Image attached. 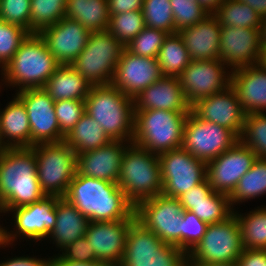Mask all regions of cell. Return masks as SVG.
<instances>
[{"instance_id": "obj_1", "label": "cell", "mask_w": 266, "mask_h": 266, "mask_svg": "<svg viewBox=\"0 0 266 266\" xmlns=\"http://www.w3.org/2000/svg\"><path fill=\"white\" fill-rule=\"evenodd\" d=\"M64 198L89 221L136 219L135 207L114 182L76 172Z\"/></svg>"}, {"instance_id": "obj_2", "label": "cell", "mask_w": 266, "mask_h": 266, "mask_svg": "<svg viewBox=\"0 0 266 266\" xmlns=\"http://www.w3.org/2000/svg\"><path fill=\"white\" fill-rule=\"evenodd\" d=\"M0 196L6 212L46 196L39 185L33 147L0 150Z\"/></svg>"}, {"instance_id": "obj_3", "label": "cell", "mask_w": 266, "mask_h": 266, "mask_svg": "<svg viewBox=\"0 0 266 266\" xmlns=\"http://www.w3.org/2000/svg\"><path fill=\"white\" fill-rule=\"evenodd\" d=\"M59 66L40 34L30 33L12 59L0 70V88L4 85L3 88L10 87L15 92L43 88Z\"/></svg>"}, {"instance_id": "obj_4", "label": "cell", "mask_w": 266, "mask_h": 266, "mask_svg": "<svg viewBox=\"0 0 266 266\" xmlns=\"http://www.w3.org/2000/svg\"><path fill=\"white\" fill-rule=\"evenodd\" d=\"M85 112L95 119L111 140L134 138V101L110 85L92 86L85 99Z\"/></svg>"}, {"instance_id": "obj_5", "label": "cell", "mask_w": 266, "mask_h": 266, "mask_svg": "<svg viewBox=\"0 0 266 266\" xmlns=\"http://www.w3.org/2000/svg\"><path fill=\"white\" fill-rule=\"evenodd\" d=\"M117 184L134 207L161 195L163 184L158 155L130 143L122 158Z\"/></svg>"}, {"instance_id": "obj_6", "label": "cell", "mask_w": 266, "mask_h": 266, "mask_svg": "<svg viewBox=\"0 0 266 266\" xmlns=\"http://www.w3.org/2000/svg\"><path fill=\"white\" fill-rule=\"evenodd\" d=\"M189 113L153 109L134 111L132 143L156 155L182 147L183 128Z\"/></svg>"}, {"instance_id": "obj_7", "label": "cell", "mask_w": 266, "mask_h": 266, "mask_svg": "<svg viewBox=\"0 0 266 266\" xmlns=\"http://www.w3.org/2000/svg\"><path fill=\"white\" fill-rule=\"evenodd\" d=\"M125 46L109 31L91 32L71 66L91 86L110 85Z\"/></svg>"}, {"instance_id": "obj_8", "label": "cell", "mask_w": 266, "mask_h": 266, "mask_svg": "<svg viewBox=\"0 0 266 266\" xmlns=\"http://www.w3.org/2000/svg\"><path fill=\"white\" fill-rule=\"evenodd\" d=\"M33 148L42 192L46 196L65 197L77 172V153L64 141Z\"/></svg>"}, {"instance_id": "obj_9", "label": "cell", "mask_w": 266, "mask_h": 266, "mask_svg": "<svg viewBox=\"0 0 266 266\" xmlns=\"http://www.w3.org/2000/svg\"><path fill=\"white\" fill-rule=\"evenodd\" d=\"M119 266H188L187 254L164 243L135 220L128 229L125 252Z\"/></svg>"}, {"instance_id": "obj_10", "label": "cell", "mask_w": 266, "mask_h": 266, "mask_svg": "<svg viewBox=\"0 0 266 266\" xmlns=\"http://www.w3.org/2000/svg\"><path fill=\"white\" fill-rule=\"evenodd\" d=\"M243 250L241 229L233 213L222 222L208 224L202 239L187 254V263L233 262Z\"/></svg>"}, {"instance_id": "obj_11", "label": "cell", "mask_w": 266, "mask_h": 266, "mask_svg": "<svg viewBox=\"0 0 266 266\" xmlns=\"http://www.w3.org/2000/svg\"><path fill=\"white\" fill-rule=\"evenodd\" d=\"M13 231L4 226V243L15 245L16 241L25 239L37 243L48 240L56 223V197L45 196L32 204L10 209ZM21 239V240H20Z\"/></svg>"}, {"instance_id": "obj_12", "label": "cell", "mask_w": 266, "mask_h": 266, "mask_svg": "<svg viewBox=\"0 0 266 266\" xmlns=\"http://www.w3.org/2000/svg\"><path fill=\"white\" fill-rule=\"evenodd\" d=\"M184 208L177 198L157 195L135 207L136 220L164 243L182 250Z\"/></svg>"}, {"instance_id": "obj_13", "label": "cell", "mask_w": 266, "mask_h": 266, "mask_svg": "<svg viewBox=\"0 0 266 266\" xmlns=\"http://www.w3.org/2000/svg\"><path fill=\"white\" fill-rule=\"evenodd\" d=\"M239 138L229 129L198 118L192 111L183 128L182 147L193 157L209 163L229 148Z\"/></svg>"}, {"instance_id": "obj_14", "label": "cell", "mask_w": 266, "mask_h": 266, "mask_svg": "<svg viewBox=\"0 0 266 266\" xmlns=\"http://www.w3.org/2000/svg\"><path fill=\"white\" fill-rule=\"evenodd\" d=\"M158 158L165 196L177 198L207 179V163L183 147L159 154Z\"/></svg>"}, {"instance_id": "obj_15", "label": "cell", "mask_w": 266, "mask_h": 266, "mask_svg": "<svg viewBox=\"0 0 266 266\" xmlns=\"http://www.w3.org/2000/svg\"><path fill=\"white\" fill-rule=\"evenodd\" d=\"M232 71L221 60H191L178 77L187 102L222 92L231 85Z\"/></svg>"}, {"instance_id": "obj_16", "label": "cell", "mask_w": 266, "mask_h": 266, "mask_svg": "<svg viewBox=\"0 0 266 266\" xmlns=\"http://www.w3.org/2000/svg\"><path fill=\"white\" fill-rule=\"evenodd\" d=\"M15 95L23 102L31 128V147L64 141L55 113V101L43 88H27Z\"/></svg>"}, {"instance_id": "obj_17", "label": "cell", "mask_w": 266, "mask_h": 266, "mask_svg": "<svg viewBox=\"0 0 266 266\" xmlns=\"http://www.w3.org/2000/svg\"><path fill=\"white\" fill-rule=\"evenodd\" d=\"M257 156L240 140L207 163V180L212 190L230 196L239 179L253 166Z\"/></svg>"}, {"instance_id": "obj_18", "label": "cell", "mask_w": 266, "mask_h": 266, "mask_svg": "<svg viewBox=\"0 0 266 266\" xmlns=\"http://www.w3.org/2000/svg\"><path fill=\"white\" fill-rule=\"evenodd\" d=\"M191 111L198 118L223 126L240 138L246 113L231 85L222 92L197 100L191 105Z\"/></svg>"}, {"instance_id": "obj_19", "label": "cell", "mask_w": 266, "mask_h": 266, "mask_svg": "<svg viewBox=\"0 0 266 266\" xmlns=\"http://www.w3.org/2000/svg\"><path fill=\"white\" fill-rule=\"evenodd\" d=\"M162 76L157 58L137 56L124 49L111 85L133 99Z\"/></svg>"}, {"instance_id": "obj_20", "label": "cell", "mask_w": 266, "mask_h": 266, "mask_svg": "<svg viewBox=\"0 0 266 266\" xmlns=\"http://www.w3.org/2000/svg\"><path fill=\"white\" fill-rule=\"evenodd\" d=\"M260 48L259 29L221 26L219 60L231 71L258 65Z\"/></svg>"}, {"instance_id": "obj_21", "label": "cell", "mask_w": 266, "mask_h": 266, "mask_svg": "<svg viewBox=\"0 0 266 266\" xmlns=\"http://www.w3.org/2000/svg\"><path fill=\"white\" fill-rule=\"evenodd\" d=\"M136 219L119 221H89L85 237L94 248L97 261L119 266L130 225Z\"/></svg>"}, {"instance_id": "obj_22", "label": "cell", "mask_w": 266, "mask_h": 266, "mask_svg": "<svg viewBox=\"0 0 266 266\" xmlns=\"http://www.w3.org/2000/svg\"><path fill=\"white\" fill-rule=\"evenodd\" d=\"M90 33L79 22L66 17L39 32L60 65L72 64L85 48Z\"/></svg>"}, {"instance_id": "obj_23", "label": "cell", "mask_w": 266, "mask_h": 266, "mask_svg": "<svg viewBox=\"0 0 266 266\" xmlns=\"http://www.w3.org/2000/svg\"><path fill=\"white\" fill-rule=\"evenodd\" d=\"M130 143L112 140L95 150L77 154V172L87 177L117 183L122 158Z\"/></svg>"}, {"instance_id": "obj_24", "label": "cell", "mask_w": 266, "mask_h": 266, "mask_svg": "<svg viewBox=\"0 0 266 266\" xmlns=\"http://www.w3.org/2000/svg\"><path fill=\"white\" fill-rule=\"evenodd\" d=\"M134 101V111L146 109L191 112L178 77L162 76L140 92Z\"/></svg>"}, {"instance_id": "obj_25", "label": "cell", "mask_w": 266, "mask_h": 266, "mask_svg": "<svg viewBox=\"0 0 266 266\" xmlns=\"http://www.w3.org/2000/svg\"><path fill=\"white\" fill-rule=\"evenodd\" d=\"M191 60L219 59L221 25L214 14H209L193 26L178 31Z\"/></svg>"}, {"instance_id": "obj_26", "label": "cell", "mask_w": 266, "mask_h": 266, "mask_svg": "<svg viewBox=\"0 0 266 266\" xmlns=\"http://www.w3.org/2000/svg\"><path fill=\"white\" fill-rule=\"evenodd\" d=\"M231 86L246 114L266 112L265 68L254 65L233 70Z\"/></svg>"}, {"instance_id": "obj_27", "label": "cell", "mask_w": 266, "mask_h": 266, "mask_svg": "<svg viewBox=\"0 0 266 266\" xmlns=\"http://www.w3.org/2000/svg\"><path fill=\"white\" fill-rule=\"evenodd\" d=\"M0 132L4 148L31 147V128L23 102L14 94L0 112Z\"/></svg>"}, {"instance_id": "obj_28", "label": "cell", "mask_w": 266, "mask_h": 266, "mask_svg": "<svg viewBox=\"0 0 266 266\" xmlns=\"http://www.w3.org/2000/svg\"><path fill=\"white\" fill-rule=\"evenodd\" d=\"M89 220L64 197H56V223L49 240L61 250L85 236Z\"/></svg>"}, {"instance_id": "obj_29", "label": "cell", "mask_w": 266, "mask_h": 266, "mask_svg": "<svg viewBox=\"0 0 266 266\" xmlns=\"http://www.w3.org/2000/svg\"><path fill=\"white\" fill-rule=\"evenodd\" d=\"M91 87L90 83L71 65H60L47 80L43 89L54 101H85Z\"/></svg>"}, {"instance_id": "obj_30", "label": "cell", "mask_w": 266, "mask_h": 266, "mask_svg": "<svg viewBox=\"0 0 266 266\" xmlns=\"http://www.w3.org/2000/svg\"><path fill=\"white\" fill-rule=\"evenodd\" d=\"M65 17L79 22L90 32L108 31L107 0H67Z\"/></svg>"}, {"instance_id": "obj_31", "label": "cell", "mask_w": 266, "mask_h": 266, "mask_svg": "<svg viewBox=\"0 0 266 266\" xmlns=\"http://www.w3.org/2000/svg\"><path fill=\"white\" fill-rule=\"evenodd\" d=\"M112 141L99 123L86 112L65 135L64 142L77 154L95 150Z\"/></svg>"}, {"instance_id": "obj_32", "label": "cell", "mask_w": 266, "mask_h": 266, "mask_svg": "<svg viewBox=\"0 0 266 266\" xmlns=\"http://www.w3.org/2000/svg\"><path fill=\"white\" fill-rule=\"evenodd\" d=\"M235 209L244 249L266 250V206L261 205L242 213Z\"/></svg>"}, {"instance_id": "obj_33", "label": "cell", "mask_w": 266, "mask_h": 266, "mask_svg": "<svg viewBox=\"0 0 266 266\" xmlns=\"http://www.w3.org/2000/svg\"><path fill=\"white\" fill-rule=\"evenodd\" d=\"M266 195V158H257L249 171L239 179V182L229 196L230 204L235 210L238 204L257 199Z\"/></svg>"}, {"instance_id": "obj_34", "label": "cell", "mask_w": 266, "mask_h": 266, "mask_svg": "<svg viewBox=\"0 0 266 266\" xmlns=\"http://www.w3.org/2000/svg\"><path fill=\"white\" fill-rule=\"evenodd\" d=\"M157 60L163 76L170 77H179L190 64L189 53L178 32L167 35L160 48Z\"/></svg>"}, {"instance_id": "obj_35", "label": "cell", "mask_w": 266, "mask_h": 266, "mask_svg": "<svg viewBox=\"0 0 266 266\" xmlns=\"http://www.w3.org/2000/svg\"><path fill=\"white\" fill-rule=\"evenodd\" d=\"M221 26L259 29L262 18L239 0H224L214 13Z\"/></svg>"}, {"instance_id": "obj_36", "label": "cell", "mask_w": 266, "mask_h": 266, "mask_svg": "<svg viewBox=\"0 0 266 266\" xmlns=\"http://www.w3.org/2000/svg\"><path fill=\"white\" fill-rule=\"evenodd\" d=\"M233 211L229 196L215 191L199 203H190V212L207 224L222 222L230 217Z\"/></svg>"}, {"instance_id": "obj_37", "label": "cell", "mask_w": 266, "mask_h": 266, "mask_svg": "<svg viewBox=\"0 0 266 266\" xmlns=\"http://www.w3.org/2000/svg\"><path fill=\"white\" fill-rule=\"evenodd\" d=\"M67 0H31L30 33H39L65 17Z\"/></svg>"}, {"instance_id": "obj_38", "label": "cell", "mask_w": 266, "mask_h": 266, "mask_svg": "<svg viewBox=\"0 0 266 266\" xmlns=\"http://www.w3.org/2000/svg\"><path fill=\"white\" fill-rule=\"evenodd\" d=\"M239 140L257 158H266V112L245 115L243 131Z\"/></svg>"}, {"instance_id": "obj_39", "label": "cell", "mask_w": 266, "mask_h": 266, "mask_svg": "<svg viewBox=\"0 0 266 266\" xmlns=\"http://www.w3.org/2000/svg\"><path fill=\"white\" fill-rule=\"evenodd\" d=\"M145 27L142 11H129L127 13L110 15L108 31L126 46Z\"/></svg>"}, {"instance_id": "obj_40", "label": "cell", "mask_w": 266, "mask_h": 266, "mask_svg": "<svg viewBox=\"0 0 266 266\" xmlns=\"http://www.w3.org/2000/svg\"><path fill=\"white\" fill-rule=\"evenodd\" d=\"M142 13L146 27L177 33L170 0H143Z\"/></svg>"}, {"instance_id": "obj_41", "label": "cell", "mask_w": 266, "mask_h": 266, "mask_svg": "<svg viewBox=\"0 0 266 266\" xmlns=\"http://www.w3.org/2000/svg\"><path fill=\"white\" fill-rule=\"evenodd\" d=\"M29 34L28 30L17 24L0 20V70L12 59Z\"/></svg>"}, {"instance_id": "obj_42", "label": "cell", "mask_w": 266, "mask_h": 266, "mask_svg": "<svg viewBox=\"0 0 266 266\" xmlns=\"http://www.w3.org/2000/svg\"><path fill=\"white\" fill-rule=\"evenodd\" d=\"M168 34L162 30L145 27L125 49L137 56L157 58Z\"/></svg>"}, {"instance_id": "obj_43", "label": "cell", "mask_w": 266, "mask_h": 266, "mask_svg": "<svg viewBox=\"0 0 266 266\" xmlns=\"http://www.w3.org/2000/svg\"><path fill=\"white\" fill-rule=\"evenodd\" d=\"M176 32L193 26L209 14L197 0H170Z\"/></svg>"}, {"instance_id": "obj_44", "label": "cell", "mask_w": 266, "mask_h": 266, "mask_svg": "<svg viewBox=\"0 0 266 266\" xmlns=\"http://www.w3.org/2000/svg\"><path fill=\"white\" fill-rule=\"evenodd\" d=\"M55 113L61 133L67 135L85 113V101H55Z\"/></svg>"}, {"instance_id": "obj_45", "label": "cell", "mask_w": 266, "mask_h": 266, "mask_svg": "<svg viewBox=\"0 0 266 266\" xmlns=\"http://www.w3.org/2000/svg\"><path fill=\"white\" fill-rule=\"evenodd\" d=\"M0 20L17 24L30 32L31 0H0Z\"/></svg>"}, {"instance_id": "obj_46", "label": "cell", "mask_w": 266, "mask_h": 266, "mask_svg": "<svg viewBox=\"0 0 266 266\" xmlns=\"http://www.w3.org/2000/svg\"><path fill=\"white\" fill-rule=\"evenodd\" d=\"M208 224L194 213L184 210L182 223V251L188 254L206 233Z\"/></svg>"}, {"instance_id": "obj_47", "label": "cell", "mask_w": 266, "mask_h": 266, "mask_svg": "<svg viewBox=\"0 0 266 266\" xmlns=\"http://www.w3.org/2000/svg\"><path fill=\"white\" fill-rule=\"evenodd\" d=\"M62 252V253H61ZM56 255V256H55ZM51 256V260H71L78 262H95L97 257L91 243L84 236L63 247L58 254Z\"/></svg>"}, {"instance_id": "obj_48", "label": "cell", "mask_w": 266, "mask_h": 266, "mask_svg": "<svg viewBox=\"0 0 266 266\" xmlns=\"http://www.w3.org/2000/svg\"><path fill=\"white\" fill-rule=\"evenodd\" d=\"M213 192L211 185L206 179L199 185L177 197L184 210L190 211V203H199L205 200Z\"/></svg>"}, {"instance_id": "obj_49", "label": "cell", "mask_w": 266, "mask_h": 266, "mask_svg": "<svg viewBox=\"0 0 266 266\" xmlns=\"http://www.w3.org/2000/svg\"><path fill=\"white\" fill-rule=\"evenodd\" d=\"M38 256H15L6 260L0 261V266H51V258ZM46 258V259H45Z\"/></svg>"}, {"instance_id": "obj_50", "label": "cell", "mask_w": 266, "mask_h": 266, "mask_svg": "<svg viewBox=\"0 0 266 266\" xmlns=\"http://www.w3.org/2000/svg\"><path fill=\"white\" fill-rule=\"evenodd\" d=\"M236 262L238 266H266V250L244 249Z\"/></svg>"}, {"instance_id": "obj_51", "label": "cell", "mask_w": 266, "mask_h": 266, "mask_svg": "<svg viewBox=\"0 0 266 266\" xmlns=\"http://www.w3.org/2000/svg\"><path fill=\"white\" fill-rule=\"evenodd\" d=\"M109 15L142 11L143 0H107Z\"/></svg>"}, {"instance_id": "obj_52", "label": "cell", "mask_w": 266, "mask_h": 266, "mask_svg": "<svg viewBox=\"0 0 266 266\" xmlns=\"http://www.w3.org/2000/svg\"><path fill=\"white\" fill-rule=\"evenodd\" d=\"M51 266H115L105 262H78L71 260H51Z\"/></svg>"}, {"instance_id": "obj_53", "label": "cell", "mask_w": 266, "mask_h": 266, "mask_svg": "<svg viewBox=\"0 0 266 266\" xmlns=\"http://www.w3.org/2000/svg\"><path fill=\"white\" fill-rule=\"evenodd\" d=\"M239 1L243 2L244 4L252 8L254 11H256L261 18L266 17V0H239Z\"/></svg>"}, {"instance_id": "obj_54", "label": "cell", "mask_w": 266, "mask_h": 266, "mask_svg": "<svg viewBox=\"0 0 266 266\" xmlns=\"http://www.w3.org/2000/svg\"><path fill=\"white\" fill-rule=\"evenodd\" d=\"M224 0H197L208 14H214L222 5Z\"/></svg>"}, {"instance_id": "obj_55", "label": "cell", "mask_w": 266, "mask_h": 266, "mask_svg": "<svg viewBox=\"0 0 266 266\" xmlns=\"http://www.w3.org/2000/svg\"><path fill=\"white\" fill-rule=\"evenodd\" d=\"M188 266H238L236 261L218 263H187Z\"/></svg>"}, {"instance_id": "obj_56", "label": "cell", "mask_w": 266, "mask_h": 266, "mask_svg": "<svg viewBox=\"0 0 266 266\" xmlns=\"http://www.w3.org/2000/svg\"><path fill=\"white\" fill-rule=\"evenodd\" d=\"M258 65L266 69V43H261Z\"/></svg>"}, {"instance_id": "obj_57", "label": "cell", "mask_w": 266, "mask_h": 266, "mask_svg": "<svg viewBox=\"0 0 266 266\" xmlns=\"http://www.w3.org/2000/svg\"><path fill=\"white\" fill-rule=\"evenodd\" d=\"M259 35H260V43H266V17L262 18L261 20Z\"/></svg>"}, {"instance_id": "obj_58", "label": "cell", "mask_w": 266, "mask_h": 266, "mask_svg": "<svg viewBox=\"0 0 266 266\" xmlns=\"http://www.w3.org/2000/svg\"><path fill=\"white\" fill-rule=\"evenodd\" d=\"M6 247H11V245L4 243V226L2 222V224L0 223V248L5 249Z\"/></svg>"}, {"instance_id": "obj_59", "label": "cell", "mask_w": 266, "mask_h": 266, "mask_svg": "<svg viewBox=\"0 0 266 266\" xmlns=\"http://www.w3.org/2000/svg\"><path fill=\"white\" fill-rule=\"evenodd\" d=\"M5 214H6L5 206H4L3 200L0 196V216H4Z\"/></svg>"}, {"instance_id": "obj_60", "label": "cell", "mask_w": 266, "mask_h": 266, "mask_svg": "<svg viewBox=\"0 0 266 266\" xmlns=\"http://www.w3.org/2000/svg\"><path fill=\"white\" fill-rule=\"evenodd\" d=\"M1 90H2V88H0V92H1ZM0 112H1V109H0ZM2 149H4V147L2 146V136H1V132H0V150H2Z\"/></svg>"}]
</instances>
